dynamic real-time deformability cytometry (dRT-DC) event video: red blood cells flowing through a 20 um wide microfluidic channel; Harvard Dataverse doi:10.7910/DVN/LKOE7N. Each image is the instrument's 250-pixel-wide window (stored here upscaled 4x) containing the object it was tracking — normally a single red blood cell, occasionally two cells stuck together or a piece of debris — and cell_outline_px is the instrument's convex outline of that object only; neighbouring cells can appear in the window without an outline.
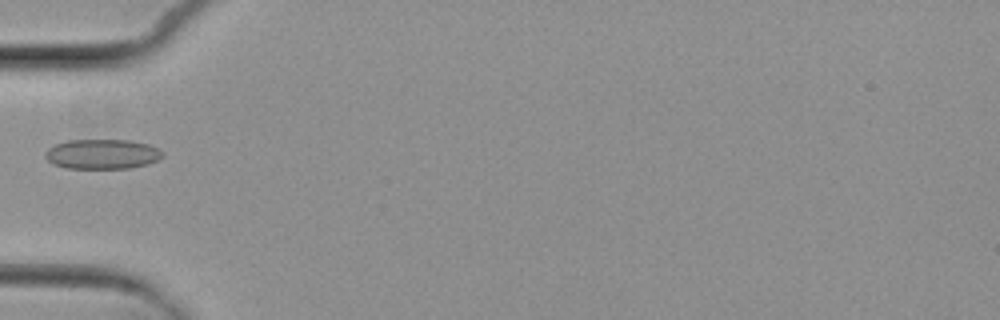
{"species": "common noctule bat (a hibernating species)", "species_latin": "Nyctalus noctula", "temperature_condition": "cold", "stored_images_in_passage": 8, "camera_frame_rate_fps": 3000, "um_per_image_px": 0.085, "animal": {"sex": "female", "body_mass_g": 29.2, "forearm_length_mm": 56.3}, "frame": {"image": 1, "passage_image": 7, "time_ms": 7.333, "image_size_px": [1000, 320], "cell_outline_px": [[164, 156], [148, 164], [128, 168], [68, 168], [52, 164], [44, 156], [44, 152], [48, 148], [56, 144], [68, 140], [128, 140], [148, 144], [164, 152]], "centroid_in_image_um": [8.67, 13.09], "position_along_channel_um": 76.3, "area_um2": 20.35}}
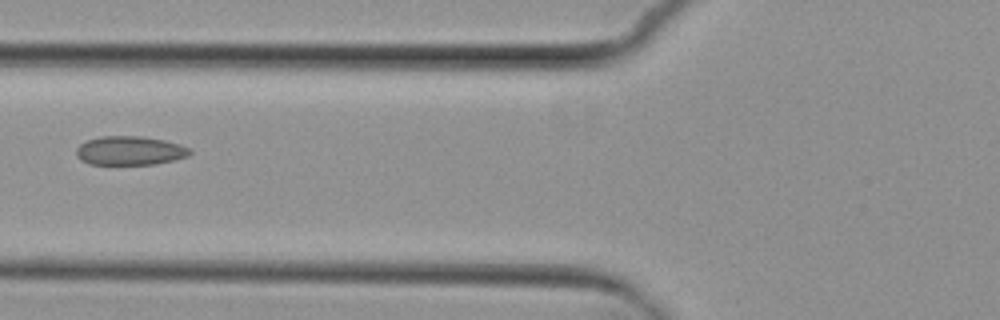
{"frame": {"image": 2, "passage_image": 8, "time_ms": 8.333, "image_size_px": [1000, 320], "cell_outline_px": [[192, 152], [188, 156], [176, 160], [156, 164], [88, 164], [80, 160], [76, 156], [76, 148], [80, 144], [88, 140], [100, 136], [140, 136], [164, 140], [180, 144], [192, 148]], "centroid_in_image_um": [11.06, 12.81], "position_along_channel_um": 114.7, "area_um2": 19.36}}